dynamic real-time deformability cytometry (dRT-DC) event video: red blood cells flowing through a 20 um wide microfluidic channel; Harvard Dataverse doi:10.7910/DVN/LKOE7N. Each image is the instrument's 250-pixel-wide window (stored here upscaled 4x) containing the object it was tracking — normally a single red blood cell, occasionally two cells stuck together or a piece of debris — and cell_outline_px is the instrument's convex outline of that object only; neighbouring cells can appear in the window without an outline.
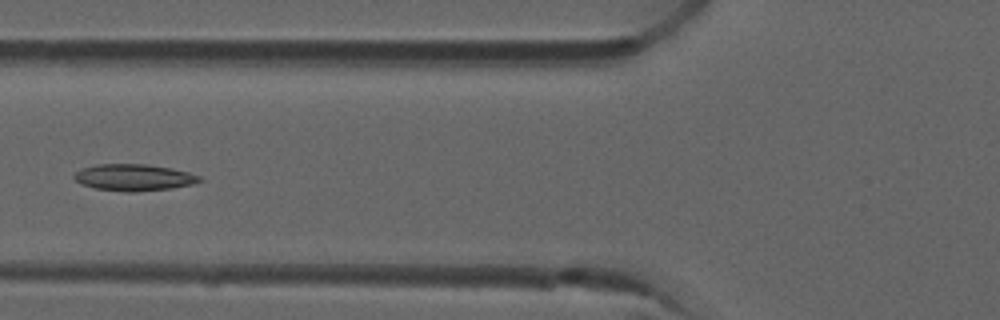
{"species": "common noctule bat (a hibernating species)", "species_latin": "Nyctalus noctula", "temperature_condition": "room temperature", "stored_images_in_passage": 6, "camera_frame_rate_fps": 3000, "um_per_image_px": 0.085, "animal": {"sex": "male", "forearm_length_mm": 52.5}, "frame": {"image": 1, "passage_image": 6, "time_ms": 1.667, "image_size_px": [1000, 320], "cell_outline_px": [[204, 180], [192, 184], [172, 188], [132, 192], [128, 192], [96, 188], [80, 184], [72, 176], [80, 168], [96, 164], [148, 164], [172, 168], [188, 172], [200, 176]], "centroid_in_image_um": [11.37, 15.07], "position_along_channel_um": 114.4, "area_um2": 19.54}}